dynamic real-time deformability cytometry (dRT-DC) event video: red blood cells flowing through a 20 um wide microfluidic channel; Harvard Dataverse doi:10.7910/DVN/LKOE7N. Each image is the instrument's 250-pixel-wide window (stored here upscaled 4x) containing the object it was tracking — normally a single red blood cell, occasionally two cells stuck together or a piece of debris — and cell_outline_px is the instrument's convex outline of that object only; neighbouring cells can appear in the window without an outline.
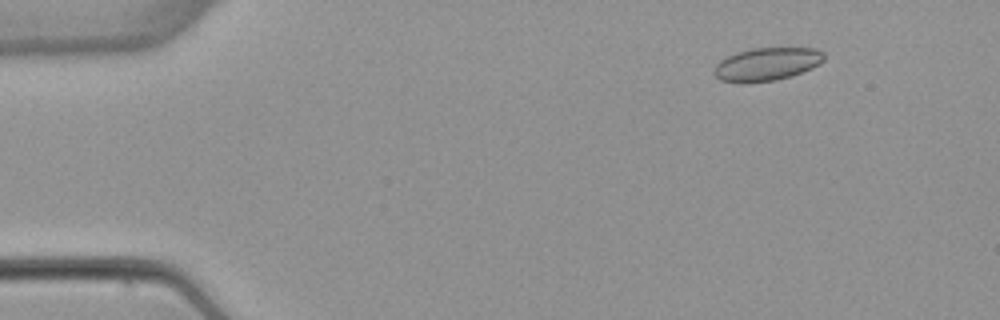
{"species": "common noctule bat (a hibernating species)", "species_latin": "Nyctalus noctula", "temperature_condition": "warm", "stored_images_in_passage": 6, "camera_frame_rate_fps": 3000, "um_per_image_px": 0.085, "animal": {"sex": "female", "body_mass_g": 22.7, "forearm_length_mm": 54.2}, "frame": {"image": 1, "passage_image": 2, "time_ms": 1.333, "image_size_px": [1000, 320], "cell_outline_px": [[824, 60], [820, 64], [812, 68], [792, 76], [776, 80], [748, 84], [740, 84], [720, 80], [712, 72], [716, 64], [720, 60], [736, 52], [752, 48], [816, 48], [824, 52]], "centroid_in_image_um": [65.16, 5.47], "position_along_channel_um": 19.8, "area_um2": 21.62}}
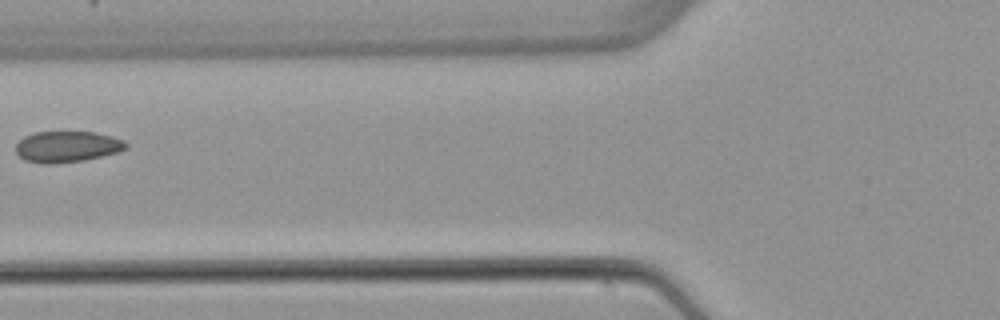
{"frame": {"image": 2, "passage_image": 6, "time_ms": 6.333, "image_size_px": [1000, 320], "cell_outline_px": [[128, 148], [116, 152], [84, 160], [52, 164], [40, 164], [24, 160], [16, 152], [16, 144], [24, 136], [36, 132], [96, 132], [112, 136], [124, 140], [128, 144]], "centroid_in_image_um": [5.69, 12.47], "position_along_channel_um": 120.1, "area_um2": 20.0}}